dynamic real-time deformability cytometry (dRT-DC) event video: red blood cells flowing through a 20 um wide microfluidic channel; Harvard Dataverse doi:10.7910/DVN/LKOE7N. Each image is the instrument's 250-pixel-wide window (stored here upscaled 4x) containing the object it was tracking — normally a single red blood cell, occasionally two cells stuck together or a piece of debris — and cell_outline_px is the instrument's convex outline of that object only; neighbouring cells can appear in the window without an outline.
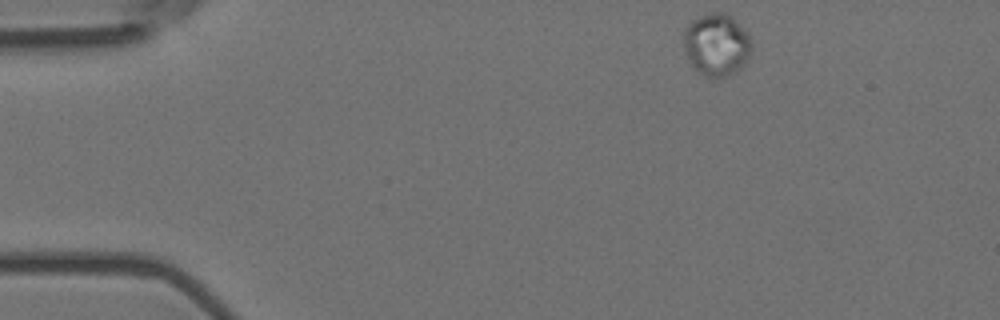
{"species": "Egyptian fruit bat (a non-hibernating species)", "species_latin": "Rousettus aegyptiacus", "temperature_condition": "room temperature", "stored_images_in_passage": 3, "camera_frame_rate_fps": 3000, "um_per_image_px": 0.085, "animal": {"sex": "female"}, "frame": {"image": 1, "passage_image": 1, "time_ms": 0.0, "image_size_px": [1000, 320], "cell_outline_px": [[752, 48], [744, 64], [736, 72], [728, 76], [704, 76], [692, 68], [684, 48], [684, 28], [692, 20], [700, 16], [712, 12], [724, 12], [748, 36], [752, 44]], "centroid_in_image_um": [60.86, 3.82], "position_along_channel_um": 24.1, "area_um2": 24.22}}
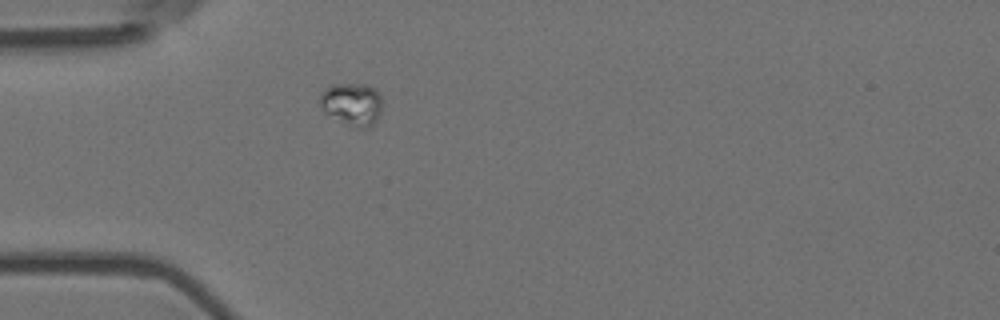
{"frame": {"image": 2, "passage_image": 3, "time_ms": 0.667, "image_size_px": [1000, 320], "cell_outline_px": [[380, 112], [376, 120], [368, 128], [360, 128], [324, 112], [320, 104], [320, 92], [324, 88], [332, 84], [368, 84], [376, 88], [380, 92]], "centroid_in_image_um": [29.92, 8.79], "position_along_channel_um": 55.1, "area_um2": 15.26}}